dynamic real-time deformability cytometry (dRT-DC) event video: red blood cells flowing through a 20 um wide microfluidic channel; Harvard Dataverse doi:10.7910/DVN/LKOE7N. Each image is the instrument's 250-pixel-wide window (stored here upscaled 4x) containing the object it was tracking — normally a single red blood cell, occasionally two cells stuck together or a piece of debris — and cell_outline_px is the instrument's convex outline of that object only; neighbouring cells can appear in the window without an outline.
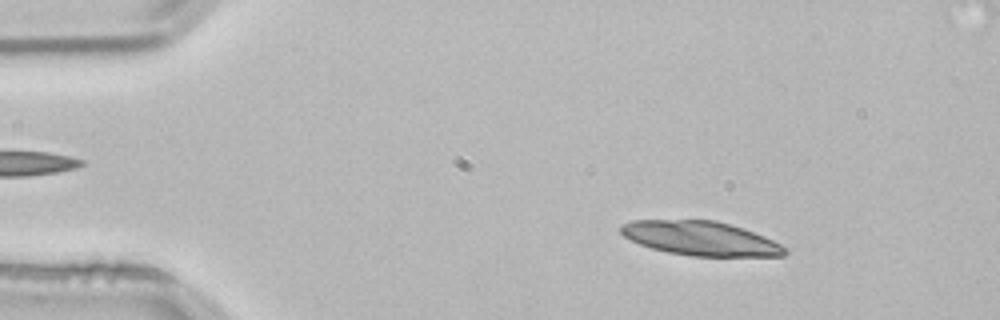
{"species": "common noctule bat (a hibernating species)", "species_latin": "Nyctalus noctula", "temperature_condition": "room temperature", "stored_images_in_passage": 15, "camera_frame_rate_fps": 3000, "um_per_image_px": 0.085, "animal": {"sex": "male", "body_mass_g": 21.5, "forearm_length_mm": 52.0}, "frame": {"image": 1, "passage_image": 6, "time_ms": 1.667, "image_size_px": [1000, 320], "cell_outline_px": [[788, 252], [784, 256], [692, 256], [668, 252], [652, 248], [640, 244], [624, 236], [620, 232], [620, 224], [632, 220], [716, 220], [764, 236], [780, 244]], "centroid_in_image_um": [59.52, 20.26], "position_along_channel_um": 25.5, "area_um2": 32.37}}